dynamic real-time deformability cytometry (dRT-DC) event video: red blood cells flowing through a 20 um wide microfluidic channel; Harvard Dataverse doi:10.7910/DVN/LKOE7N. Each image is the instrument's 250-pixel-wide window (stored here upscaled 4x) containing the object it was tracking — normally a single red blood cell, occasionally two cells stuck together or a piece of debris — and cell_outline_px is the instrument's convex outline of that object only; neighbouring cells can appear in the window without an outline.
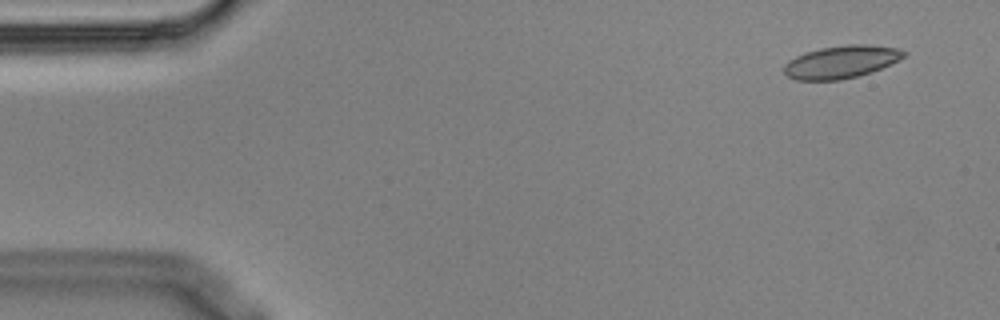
{"species": "Egyptian fruit bat (a non-hibernating species)", "species_latin": "Rousettus aegyptiacus", "temperature_condition": "cold", "stored_images_in_passage": 5, "camera_frame_rate_fps": 3000, "um_per_image_px": 0.085, "animal": {"sex": "male"}, "frame": {"image": 1, "passage_image": 1, "time_ms": 0.0, "image_size_px": [1000, 320], "cell_outline_px": [[908, 52], [904, 56], [872, 72], [860, 76], [840, 80], [796, 80], [788, 76], [784, 72], [784, 64], [788, 60], [804, 52], [820, 48], [848, 44], [868, 44], [896, 48]], "centroid_in_image_um": [71.46, 5.26], "position_along_channel_um": 13.5, "area_um2": 22.77}}
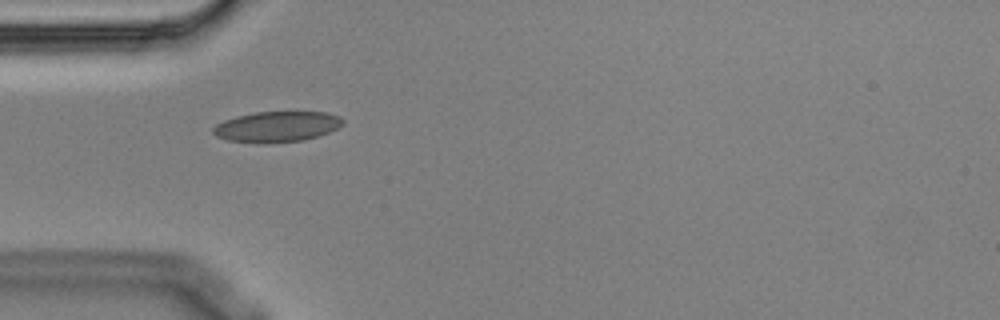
{"frame": {"image": 2, "passage_image": 5, "time_ms": 1.333, "image_size_px": [1000, 320], "cell_outline_px": [[344, 124], [328, 132], [304, 140], [260, 144], [228, 140], [216, 136], [212, 132], [212, 128], [216, 124], [224, 120], [236, 116], [256, 112], [324, 112], [340, 116], [344, 120]], "centroid_in_image_um": [23.5, 10.77], "position_along_channel_um": 61.5, "area_um2": 23.18}}